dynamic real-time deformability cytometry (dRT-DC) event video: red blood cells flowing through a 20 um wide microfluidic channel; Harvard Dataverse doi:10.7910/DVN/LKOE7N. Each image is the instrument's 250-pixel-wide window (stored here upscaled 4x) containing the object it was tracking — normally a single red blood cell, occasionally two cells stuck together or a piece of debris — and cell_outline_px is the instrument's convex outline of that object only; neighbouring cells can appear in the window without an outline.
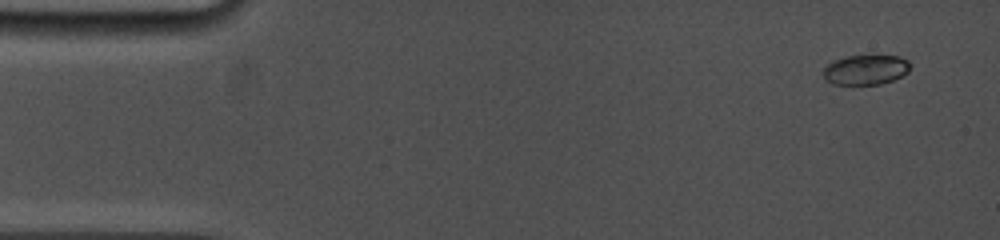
{"species": "common noctule bat (a hibernating species)", "species_latin": "Nyctalus noctula", "temperature_condition": "cold", "stored_images_in_passage": 25, "camera_frame_rate_fps": 5000, "um_per_image_px": 0.085, "animal": {"sex": "female", "body_mass_g": 19.0, "forearm_length_mm": 53.3}, "frame": {"image": 1, "passage_image": 1, "time_ms": 0.0, "image_size_px": [1000, 240], "cell_outline_px": [[912, 64], [908, 72], [892, 80], [880, 84], [832, 84], [824, 80], [824, 68], [832, 60], [848, 56], [900, 56], [908, 60]], "centroid_in_image_um": [73.58, 5.92], "position_along_channel_um": 11.4, "area_um2": 15.14}}
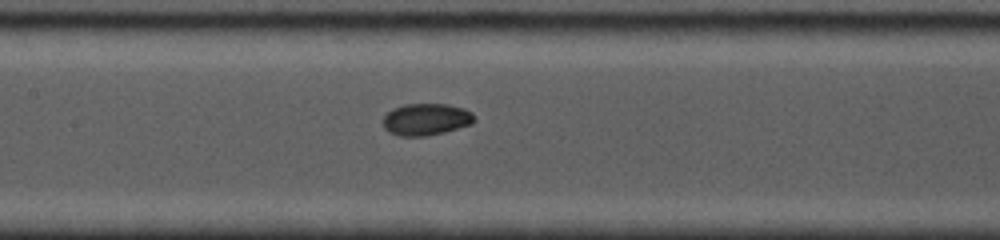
{"frame": {"image": 2, "passage_image": 16, "time_ms": 7.0, "image_size_px": [1000, 240], "cell_outline_px": [[476, 120], [472, 124], [444, 132], [428, 136], [400, 136], [388, 132], [384, 128], [384, 116], [392, 108], [404, 104], [448, 104], [464, 108], [472, 112], [476, 116]], "centroid_in_image_um": [36.24, 10.14], "position_along_channel_um": 171.2, "area_um2": 17.17}}
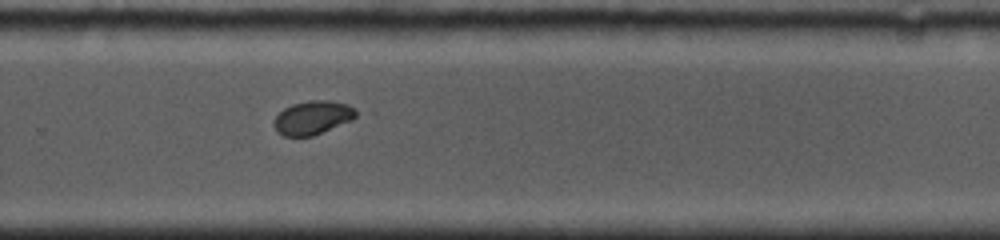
{"frame": {"image": 3, "passage_image": 25, "time_ms": 10.4, "image_size_px": [1000, 240], "cell_outline_px": [[364, 112], [352, 120], [312, 136], [284, 136], [276, 132], [272, 124], [276, 116], [284, 108], [292, 104], [308, 100], [328, 100], [348, 104]], "centroid_in_image_um": [26.62, 9.98], "position_along_channel_um": 303.2, "area_um2": 16.47}}